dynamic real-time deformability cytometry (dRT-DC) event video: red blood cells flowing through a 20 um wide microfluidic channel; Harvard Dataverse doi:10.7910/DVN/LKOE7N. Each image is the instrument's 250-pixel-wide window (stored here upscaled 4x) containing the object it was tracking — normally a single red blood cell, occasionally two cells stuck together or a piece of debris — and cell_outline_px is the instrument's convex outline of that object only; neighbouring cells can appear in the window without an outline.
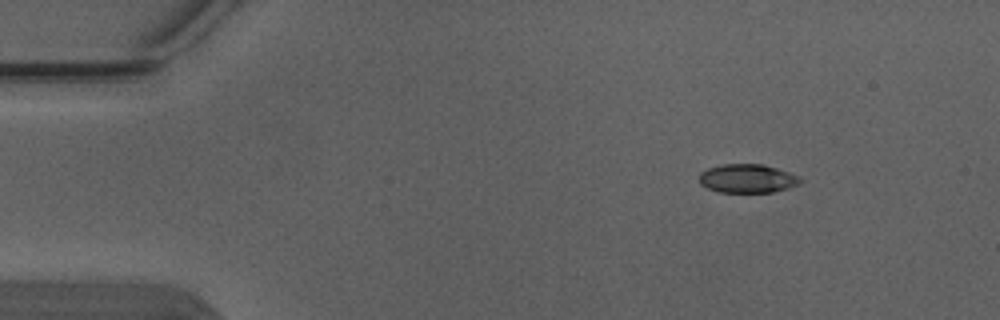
{"species": "Egyptian fruit bat (a non-hibernating species)", "species_latin": "Rousettus aegyptiacus", "temperature_condition": "warm", "stored_images_in_passage": 4, "camera_frame_rate_fps": 3000, "um_per_image_px": 0.085, "animal": {"sex": "male"}, "frame": {"image": 1, "passage_image": 1, "time_ms": 0.0, "image_size_px": [1000, 320], "cell_outline_px": [[800, 180], [796, 184], [788, 188], [772, 192], [720, 192], [708, 188], [700, 184], [700, 172], [708, 168], [724, 164], [764, 164], [800, 176]], "centroid_in_image_um": [63.5, 15.17], "position_along_channel_um": 21.5, "area_um2": 16.7}}
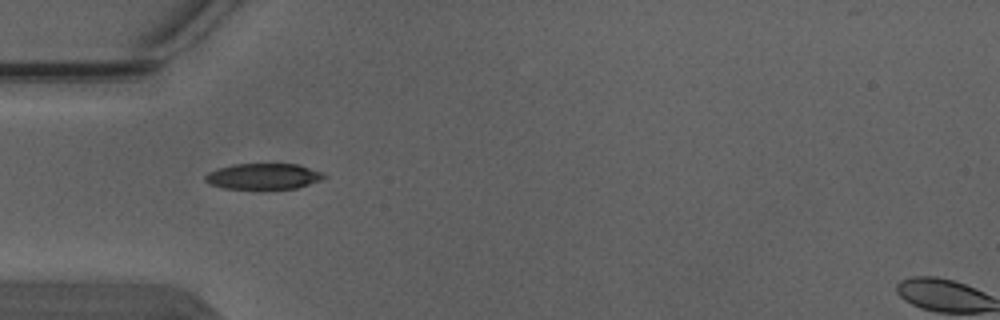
{"frame": {"image": 2, "passage_image": 3, "time_ms": 0.667, "image_size_px": [1000, 320], "cell_outline_px": [[328, 176], [320, 180], [296, 188], [224, 188], [212, 184], [204, 180], [204, 176], [208, 172], [216, 168], [232, 164], [300, 164], [324, 172]], "centroid_in_image_um": [22.41, 14.96], "position_along_channel_um": 62.6, "area_um2": 17.86}}
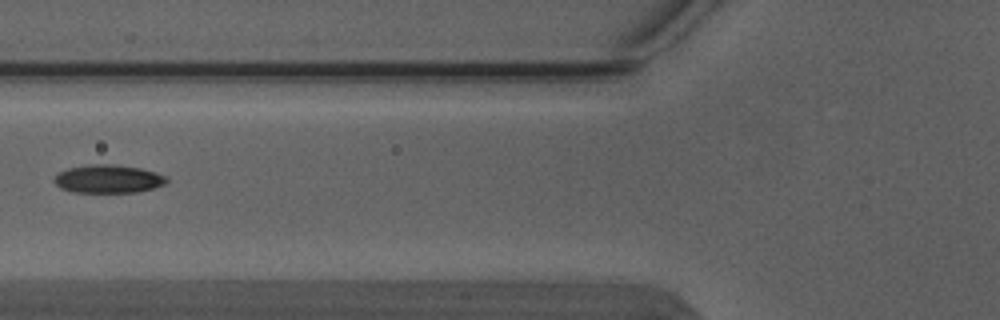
{"frame": {"image": 3, "passage_image": 4, "time_ms": 1.0, "image_size_px": [1000, 320], "cell_outline_px": [[168, 180], [164, 184], [140, 192], [72, 192], [60, 188], [52, 180], [60, 172], [68, 168], [92, 164], [108, 164], [140, 168], [164, 176]], "centroid_in_image_um": [9.15, 15.22], "position_along_channel_um": 116.6, "area_um2": 18.21}}